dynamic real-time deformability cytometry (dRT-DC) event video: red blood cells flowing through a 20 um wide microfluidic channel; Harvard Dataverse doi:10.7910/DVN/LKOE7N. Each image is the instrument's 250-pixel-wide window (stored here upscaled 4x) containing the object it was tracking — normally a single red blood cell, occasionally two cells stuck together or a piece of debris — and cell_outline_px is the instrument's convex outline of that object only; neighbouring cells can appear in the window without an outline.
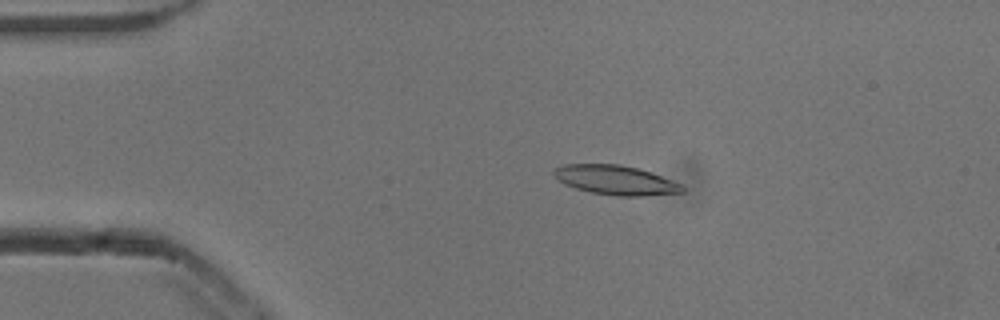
{"species": "common noctule bat (a hibernating species)", "species_latin": "Nyctalus noctula", "temperature_condition": "cold", "stored_images_in_passage": 45, "camera_frame_rate_fps": 3000, "um_per_image_px": 0.085, "animal": {"sex": "male", "body_mass_g": 13.3}, "frame": {"image": 1, "passage_image": 2, "time_ms": 0.333, "image_size_px": [1000, 320], "cell_outline_px": [[684, 192], [644, 196], [616, 196], [592, 192], [576, 188], [564, 184], [552, 172], [556, 168], [564, 164], [620, 164], [636, 168], [684, 184]], "centroid_in_image_um": [52.35, 15.31], "position_along_channel_um": 32.6, "area_um2": 21.79}}
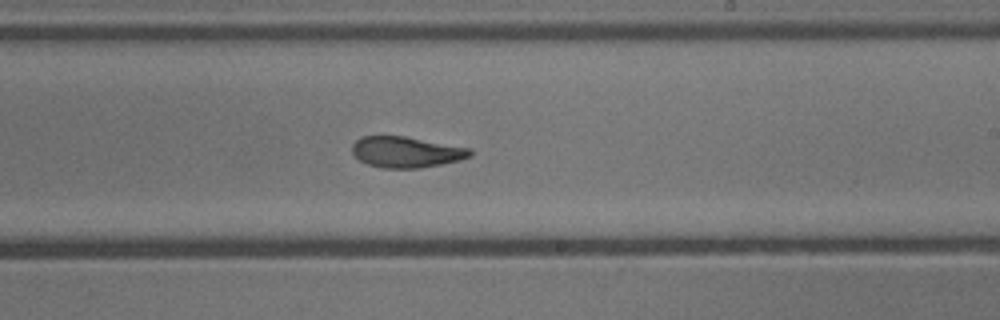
{"frame": {"image": 2, "passage_image": 23, "time_ms": 7.333, "image_size_px": [1000, 320], "cell_outline_px": [[472, 156], [460, 160], [420, 168], [380, 168], [368, 164], [360, 160], [352, 152], [352, 144], [360, 136], [404, 136], [472, 148]], "centroid_in_image_um": [34.54, 12.92], "position_along_channel_um": 254.5, "area_um2": 21.33}}
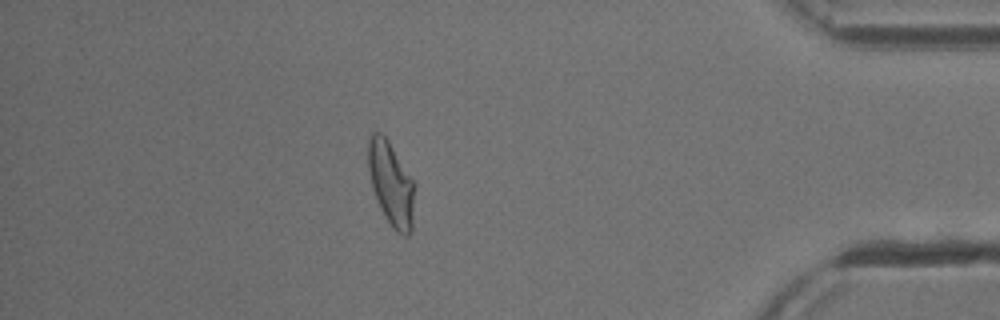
{"frame": {"image": 3, "passage_image": 38, "time_ms": 12.333, "image_size_px": [1000, 320], "cell_outline_px": [[412, 232], [408, 236], [404, 236], [396, 232], [392, 228], [380, 208], [372, 188], [368, 168], [368, 136], [372, 132], [380, 132], [388, 140], [412, 180]], "centroid_in_image_um": [33.19, 15.62], "position_along_channel_um": 402.0, "area_um2": 22.14}, "authors_computed_cell_mechanics": {"area_um2": 22.1952, "velocity_mm_per_s": 3.8257, "shape_relaxation_time_tau1_ms": 9.2379, "shape_relaxation_time_tau2_ms": 2.5332, "deformation_change_tau1": 0.2263, "deformation_change_tau2": 0.106}}